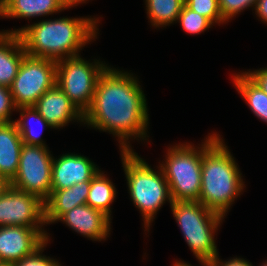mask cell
I'll list each match as a JSON object with an SVG mask.
<instances>
[{"label":"cell","instance_id":"6da1fadb","mask_svg":"<svg viewBox=\"0 0 267 266\" xmlns=\"http://www.w3.org/2000/svg\"><path fill=\"white\" fill-rule=\"evenodd\" d=\"M133 73L108 66L99 76L84 124L117 137L120 151H134L129 139L148 140L144 91Z\"/></svg>","mask_w":267,"mask_h":266},{"label":"cell","instance_id":"7a4b0ae2","mask_svg":"<svg viewBox=\"0 0 267 266\" xmlns=\"http://www.w3.org/2000/svg\"><path fill=\"white\" fill-rule=\"evenodd\" d=\"M98 18L60 17L34 22L20 29L4 30L20 36L27 55L59 61L78 56L85 45L96 39Z\"/></svg>","mask_w":267,"mask_h":266},{"label":"cell","instance_id":"3957f363","mask_svg":"<svg viewBox=\"0 0 267 266\" xmlns=\"http://www.w3.org/2000/svg\"><path fill=\"white\" fill-rule=\"evenodd\" d=\"M241 175L237 162L220 135L209 133L202 142L201 189L198 201L225 217L246 187Z\"/></svg>","mask_w":267,"mask_h":266},{"label":"cell","instance_id":"277c9868","mask_svg":"<svg viewBox=\"0 0 267 266\" xmlns=\"http://www.w3.org/2000/svg\"><path fill=\"white\" fill-rule=\"evenodd\" d=\"M122 167L131 201L139 209L144 231L150 229L156 213L166 201L172 204L169 184L159 165L157 171L134 151H121Z\"/></svg>","mask_w":267,"mask_h":266},{"label":"cell","instance_id":"5b68a950","mask_svg":"<svg viewBox=\"0 0 267 266\" xmlns=\"http://www.w3.org/2000/svg\"><path fill=\"white\" fill-rule=\"evenodd\" d=\"M185 242L199 262H210L219 255L215 232L224 216L211 211L199 201H173L170 205Z\"/></svg>","mask_w":267,"mask_h":266},{"label":"cell","instance_id":"8992f818","mask_svg":"<svg viewBox=\"0 0 267 266\" xmlns=\"http://www.w3.org/2000/svg\"><path fill=\"white\" fill-rule=\"evenodd\" d=\"M200 146V147H199ZM170 146L159 164L169 184L172 201H198L201 189L202 144Z\"/></svg>","mask_w":267,"mask_h":266},{"label":"cell","instance_id":"52a82bcc","mask_svg":"<svg viewBox=\"0 0 267 266\" xmlns=\"http://www.w3.org/2000/svg\"><path fill=\"white\" fill-rule=\"evenodd\" d=\"M107 65L97 59L91 63L80 55L56 61V84L83 114L93 102L98 78Z\"/></svg>","mask_w":267,"mask_h":266},{"label":"cell","instance_id":"ba28073f","mask_svg":"<svg viewBox=\"0 0 267 266\" xmlns=\"http://www.w3.org/2000/svg\"><path fill=\"white\" fill-rule=\"evenodd\" d=\"M56 83V61L25 55L10 86L16 108L34 106Z\"/></svg>","mask_w":267,"mask_h":266},{"label":"cell","instance_id":"9c48e42d","mask_svg":"<svg viewBox=\"0 0 267 266\" xmlns=\"http://www.w3.org/2000/svg\"><path fill=\"white\" fill-rule=\"evenodd\" d=\"M52 155L48 147L23 143L18 170L10 185L45 202L51 194Z\"/></svg>","mask_w":267,"mask_h":266},{"label":"cell","instance_id":"30bf717a","mask_svg":"<svg viewBox=\"0 0 267 266\" xmlns=\"http://www.w3.org/2000/svg\"><path fill=\"white\" fill-rule=\"evenodd\" d=\"M11 225L44 229V201L10 185L0 196V227Z\"/></svg>","mask_w":267,"mask_h":266},{"label":"cell","instance_id":"8fae6325","mask_svg":"<svg viewBox=\"0 0 267 266\" xmlns=\"http://www.w3.org/2000/svg\"><path fill=\"white\" fill-rule=\"evenodd\" d=\"M44 229L23 226L0 227V263L13 264L37 251L50 236Z\"/></svg>","mask_w":267,"mask_h":266},{"label":"cell","instance_id":"7c38bea8","mask_svg":"<svg viewBox=\"0 0 267 266\" xmlns=\"http://www.w3.org/2000/svg\"><path fill=\"white\" fill-rule=\"evenodd\" d=\"M99 171L94 162L81 154L66 153L59 158L53 156L51 190L66 189L77 183L91 181Z\"/></svg>","mask_w":267,"mask_h":266},{"label":"cell","instance_id":"4fadbf2b","mask_svg":"<svg viewBox=\"0 0 267 266\" xmlns=\"http://www.w3.org/2000/svg\"><path fill=\"white\" fill-rule=\"evenodd\" d=\"M34 108L53 129L65 127L72 121L84 125V114L56 83L37 100Z\"/></svg>","mask_w":267,"mask_h":266},{"label":"cell","instance_id":"5bb4252c","mask_svg":"<svg viewBox=\"0 0 267 266\" xmlns=\"http://www.w3.org/2000/svg\"><path fill=\"white\" fill-rule=\"evenodd\" d=\"M111 220L101 211L84 204L64 213L57 222L65 223L73 231L92 241L101 242L110 235Z\"/></svg>","mask_w":267,"mask_h":266},{"label":"cell","instance_id":"9a60e30c","mask_svg":"<svg viewBox=\"0 0 267 266\" xmlns=\"http://www.w3.org/2000/svg\"><path fill=\"white\" fill-rule=\"evenodd\" d=\"M89 0H0V17L24 18L49 16Z\"/></svg>","mask_w":267,"mask_h":266},{"label":"cell","instance_id":"2e32d148","mask_svg":"<svg viewBox=\"0 0 267 266\" xmlns=\"http://www.w3.org/2000/svg\"><path fill=\"white\" fill-rule=\"evenodd\" d=\"M89 189L90 181H85L70 188L51 190L49 198L44 202L46 224L56 223L64 213L86 204Z\"/></svg>","mask_w":267,"mask_h":266},{"label":"cell","instance_id":"e0dca14e","mask_svg":"<svg viewBox=\"0 0 267 266\" xmlns=\"http://www.w3.org/2000/svg\"><path fill=\"white\" fill-rule=\"evenodd\" d=\"M22 146L14 121L0 123V175L9 182L17 173Z\"/></svg>","mask_w":267,"mask_h":266},{"label":"cell","instance_id":"ac0fdd59","mask_svg":"<svg viewBox=\"0 0 267 266\" xmlns=\"http://www.w3.org/2000/svg\"><path fill=\"white\" fill-rule=\"evenodd\" d=\"M26 55L20 36L0 32V86L10 88Z\"/></svg>","mask_w":267,"mask_h":266},{"label":"cell","instance_id":"d6986e66","mask_svg":"<svg viewBox=\"0 0 267 266\" xmlns=\"http://www.w3.org/2000/svg\"><path fill=\"white\" fill-rule=\"evenodd\" d=\"M239 73V74H238ZM233 75V83L252 113L267 123V94L245 73Z\"/></svg>","mask_w":267,"mask_h":266},{"label":"cell","instance_id":"ffe728a7","mask_svg":"<svg viewBox=\"0 0 267 266\" xmlns=\"http://www.w3.org/2000/svg\"><path fill=\"white\" fill-rule=\"evenodd\" d=\"M99 171L90 181V189L86 204L101 211L111 219V204L116 198V188L113 182Z\"/></svg>","mask_w":267,"mask_h":266},{"label":"cell","instance_id":"44dd1931","mask_svg":"<svg viewBox=\"0 0 267 266\" xmlns=\"http://www.w3.org/2000/svg\"><path fill=\"white\" fill-rule=\"evenodd\" d=\"M147 18L155 28L176 23L185 0H145Z\"/></svg>","mask_w":267,"mask_h":266},{"label":"cell","instance_id":"7402d4cb","mask_svg":"<svg viewBox=\"0 0 267 266\" xmlns=\"http://www.w3.org/2000/svg\"><path fill=\"white\" fill-rule=\"evenodd\" d=\"M16 111L20 113V119L15 120L14 123L16 124L23 143L48 147L40 136L41 132H36L32 125H30V120H35V124L41 126L42 130L44 127L52 129V126L38 113L34 106L19 107L16 108Z\"/></svg>","mask_w":267,"mask_h":266},{"label":"cell","instance_id":"603a6c76","mask_svg":"<svg viewBox=\"0 0 267 266\" xmlns=\"http://www.w3.org/2000/svg\"><path fill=\"white\" fill-rule=\"evenodd\" d=\"M177 22H179L182 29L190 35L200 34L214 25L208 18L192 11L186 5L183 6Z\"/></svg>","mask_w":267,"mask_h":266},{"label":"cell","instance_id":"cb8c5ba5","mask_svg":"<svg viewBox=\"0 0 267 266\" xmlns=\"http://www.w3.org/2000/svg\"><path fill=\"white\" fill-rule=\"evenodd\" d=\"M185 5L208 18L213 24L227 23L221 15L219 0H185Z\"/></svg>","mask_w":267,"mask_h":266},{"label":"cell","instance_id":"d4e9b609","mask_svg":"<svg viewBox=\"0 0 267 266\" xmlns=\"http://www.w3.org/2000/svg\"><path fill=\"white\" fill-rule=\"evenodd\" d=\"M257 0H219L222 18L229 22L230 19L249 7H254Z\"/></svg>","mask_w":267,"mask_h":266},{"label":"cell","instance_id":"484cf974","mask_svg":"<svg viewBox=\"0 0 267 266\" xmlns=\"http://www.w3.org/2000/svg\"><path fill=\"white\" fill-rule=\"evenodd\" d=\"M46 241L37 251L33 254L24 257L22 260L11 264L12 266H62L56 259L43 255L44 248L47 246Z\"/></svg>","mask_w":267,"mask_h":266},{"label":"cell","instance_id":"4316f807","mask_svg":"<svg viewBox=\"0 0 267 266\" xmlns=\"http://www.w3.org/2000/svg\"><path fill=\"white\" fill-rule=\"evenodd\" d=\"M16 111L10 88L0 86V123L14 121L11 120L12 112Z\"/></svg>","mask_w":267,"mask_h":266},{"label":"cell","instance_id":"83f0119b","mask_svg":"<svg viewBox=\"0 0 267 266\" xmlns=\"http://www.w3.org/2000/svg\"><path fill=\"white\" fill-rule=\"evenodd\" d=\"M245 73L267 94V67Z\"/></svg>","mask_w":267,"mask_h":266},{"label":"cell","instance_id":"f1b7e54d","mask_svg":"<svg viewBox=\"0 0 267 266\" xmlns=\"http://www.w3.org/2000/svg\"><path fill=\"white\" fill-rule=\"evenodd\" d=\"M213 266H253V264L244 258L235 257L229 260L223 261L219 258V255L212 262Z\"/></svg>","mask_w":267,"mask_h":266},{"label":"cell","instance_id":"f546056e","mask_svg":"<svg viewBox=\"0 0 267 266\" xmlns=\"http://www.w3.org/2000/svg\"><path fill=\"white\" fill-rule=\"evenodd\" d=\"M255 14L264 24H267V0H257L254 8Z\"/></svg>","mask_w":267,"mask_h":266},{"label":"cell","instance_id":"4dcf8cb0","mask_svg":"<svg viewBox=\"0 0 267 266\" xmlns=\"http://www.w3.org/2000/svg\"><path fill=\"white\" fill-rule=\"evenodd\" d=\"M10 186V182L2 175H0V196L6 191Z\"/></svg>","mask_w":267,"mask_h":266},{"label":"cell","instance_id":"1f68e13d","mask_svg":"<svg viewBox=\"0 0 267 266\" xmlns=\"http://www.w3.org/2000/svg\"><path fill=\"white\" fill-rule=\"evenodd\" d=\"M201 265H203V266H213V264L210 263V262H201ZM173 266H191V264L186 263V262L181 261V260L180 261L176 260V262H174Z\"/></svg>","mask_w":267,"mask_h":266},{"label":"cell","instance_id":"d6a6232c","mask_svg":"<svg viewBox=\"0 0 267 266\" xmlns=\"http://www.w3.org/2000/svg\"><path fill=\"white\" fill-rule=\"evenodd\" d=\"M0 266H12V265L8 263H0Z\"/></svg>","mask_w":267,"mask_h":266},{"label":"cell","instance_id":"836d02e7","mask_svg":"<svg viewBox=\"0 0 267 266\" xmlns=\"http://www.w3.org/2000/svg\"><path fill=\"white\" fill-rule=\"evenodd\" d=\"M260 266H267V260L263 261L262 264H260Z\"/></svg>","mask_w":267,"mask_h":266}]
</instances>
